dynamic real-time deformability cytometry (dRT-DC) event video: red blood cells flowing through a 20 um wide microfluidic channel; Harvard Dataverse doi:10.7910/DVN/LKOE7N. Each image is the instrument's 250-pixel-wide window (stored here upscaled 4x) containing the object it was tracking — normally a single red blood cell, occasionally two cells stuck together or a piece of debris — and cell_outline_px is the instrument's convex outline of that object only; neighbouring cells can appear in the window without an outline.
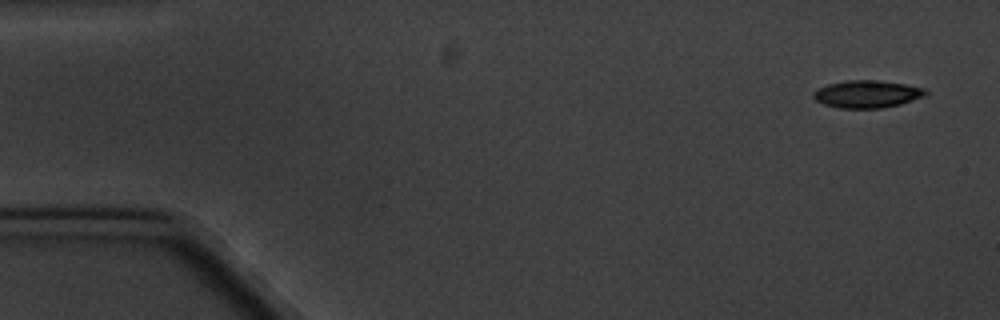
{"species": "common noctule bat (a hibernating species)", "species_latin": "Nyctalus noctula", "temperature_condition": "cold", "stored_images_in_passage": 4, "camera_frame_rate_fps": 3000, "um_per_image_px": 0.085, "animal": {"sex": "male", "body_mass_g": 20.1, "forearm_length_mm": 53.5}, "frame": {"image": 1, "passage_image": 1, "time_ms": 0.0, "image_size_px": [1000, 320], "cell_outline_px": [[928, 92], [924, 96], [900, 104], [880, 108], [840, 108], [824, 104], [816, 100], [812, 96], [812, 92], [816, 88], [828, 84], [844, 80], [880, 80], [904, 84], [924, 88]], "centroid_in_image_um": [73.66, 7.98], "position_along_channel_um": 11.3, "area_um2": 17.98}}
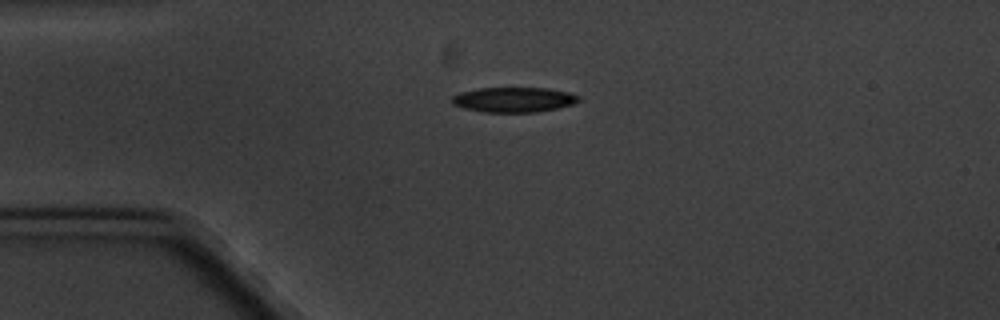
{"frame": {"image": 2, "passage_image": 4, "time_ms": 3.667, "image_size_px": [1000, 320], "cell_outline_px": [[580, 100], [572, 104], [556, 108], [536, 112], [484, 112], [464, 108], [452, 104], [452, 96], [460, 92], [480, 88], [548, 88], [568, 92], [580, 96]], "centroid_in_image_um": [43.66, 8.47], "position_along_channel_um": 41.3, "area_um2": 18.38}}